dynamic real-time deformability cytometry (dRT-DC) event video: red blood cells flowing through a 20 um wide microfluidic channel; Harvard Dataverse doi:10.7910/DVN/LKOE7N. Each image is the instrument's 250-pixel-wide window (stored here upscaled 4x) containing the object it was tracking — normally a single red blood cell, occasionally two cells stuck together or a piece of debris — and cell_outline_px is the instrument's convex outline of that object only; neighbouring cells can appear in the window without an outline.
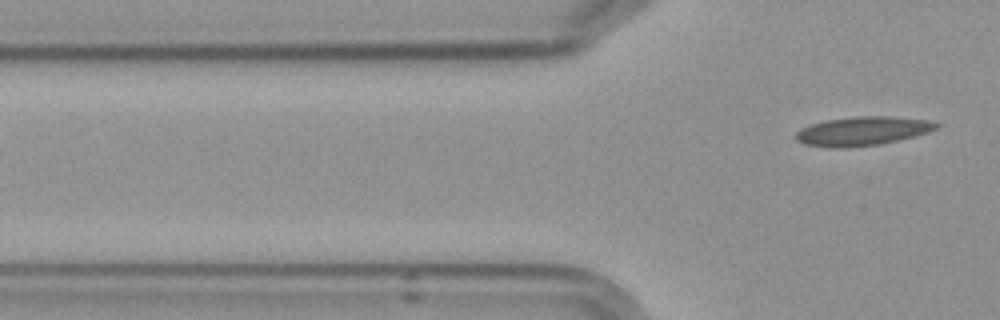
{"species": "Egyptian fruit bat (a non-hibernating species)", "species_latin": "Rousettus aegyptiacus", "temperature_condition": "cold", "stored_images_in_passage": 2, "camera_frame_rate_fps": 3000, "um_per_image_px": 0.085, "frame": {"image": 1, "passage_image": 2, "time_ms": 1.667, "image_size_px": [1000, 320], "cell_outline_px": [[940, 124], [936, 128], [928, 132], [880, 144], [844, 148], [832, 148], [804, 144], [796, 140], [792, 136], [800, 128], [824, 120], [856, 116], [888, 116], [928, 120]], "centroid_in_image_um": [73.23, 11.14], "position_along_channel_um": 52.6, "area_um2": 23.64}}